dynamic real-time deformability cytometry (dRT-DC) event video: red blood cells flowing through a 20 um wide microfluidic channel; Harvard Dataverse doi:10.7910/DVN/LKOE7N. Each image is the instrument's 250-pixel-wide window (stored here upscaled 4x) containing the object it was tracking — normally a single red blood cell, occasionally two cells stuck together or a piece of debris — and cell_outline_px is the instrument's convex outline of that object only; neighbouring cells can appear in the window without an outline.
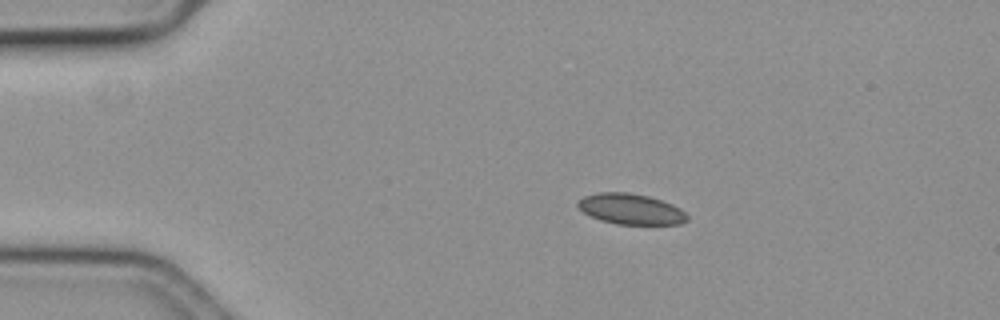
{"species": "common noctule bat (a hibernating species)", "species_latin": "Nyctalus noctula", "temperature_condition": "cold", "stored_images_in_passage": 19, "camera_frame_rate_fps": 3000, "um_per_image_px": 0.085, "animal": {"sex": "female", "body_mass_g": 19.3, "forearm_length_mm": 54.1}, "frame": {"image": 1, "passage_image": 12, "time_ms": 3.667, "image_size_px": [1000, 320], "cell_outline_px": [[688, 220], [680, 224], [616, 224], [600, 220], [584, 212], [576, 204], [576, 200], [584, 196], [596, 192], [628, 192], [648, 196], [672, 204], [680, 208], [688, 216]], "centroid_in_image_um": [53.6, 17.76], "position_along_channel_um": 31.4, "area_um2": 19.54}}
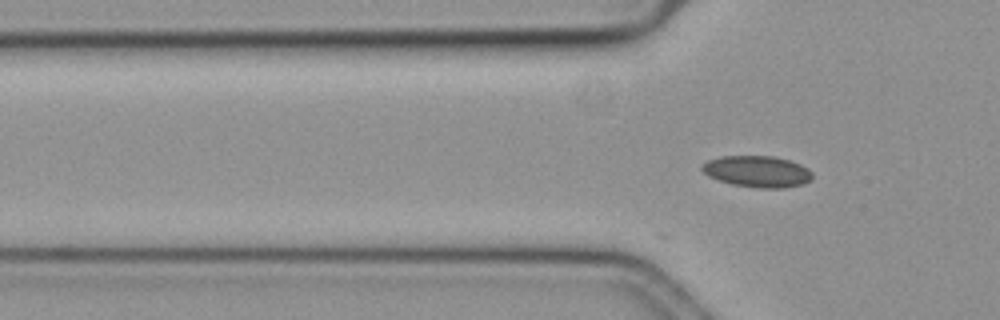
{"frame": {"image": 2, "passage_image": 19, "time_ms": 6.0, "image_size_px": [1000, 320], "cell_outline_px": [[812, 180], [804, 184], [784, 188], [756, 188], [732, 184], [708, 176], [700, 168], [700, 164], [708, 160], [720, 156], [772, 156], [788, 160], [800, 164], [808, 168], [812, 172]], "centroid_in_image_um": [64.37, 14.58], "position_along_channel_um": 61.4, "area_um2": 20.35}}